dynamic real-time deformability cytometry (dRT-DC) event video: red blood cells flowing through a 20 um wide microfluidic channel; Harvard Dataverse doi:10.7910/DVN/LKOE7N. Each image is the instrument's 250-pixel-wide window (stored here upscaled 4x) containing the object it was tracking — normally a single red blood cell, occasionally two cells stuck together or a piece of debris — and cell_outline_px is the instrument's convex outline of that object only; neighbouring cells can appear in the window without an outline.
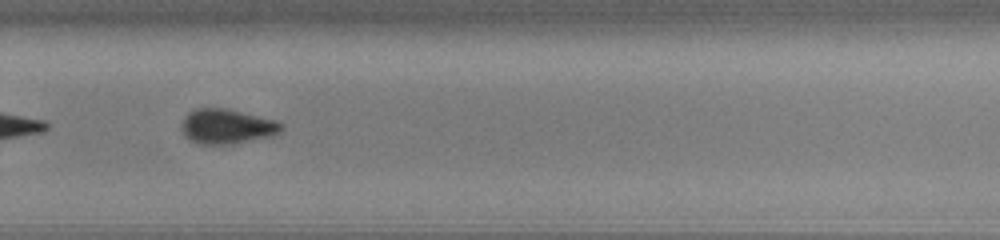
{"species": "common noctule bat (a hibernating species)", "species_latin": "Nyctalus noctula", "temperature_condition": "cold", "stored_images_in_passage": 43, "camera_frame_rate_fps": 3000, "um_per_image_px": 0.085, "animal": {"sex": "male", "body_mass_g": 13.0, "forearm_length_mm": 53.1}, "frame": {"image": 1, "passage_image": 31, "time_ms": 10.0, "image_size_px": [1000, 240], "cell_outline_px": [[284, 128], [280, 132], [272, 136], [232, 144], [200, 144], [188, 140], [184, 136], [180, 128], [180, 124], [184, 116], [188, 112], [196, 108], [228, 108], [276, 120], [284, 124]], "centroid_in_image_um": [19.26, 10.74], "position_along_channel_um": 310.5, "area_um2": 20.69}, "authors_computed_cell_mechanics": {"area_um2": 21.1548, "velocity_mm_per_s": 3.7614, "shape_relaxation_time_tau1_ms": 2.0032, "shape_relaxation_time_tau2_ms": 5.4836, "deformation_change_tau1": 0.0947, "deformation_change_tau2": 0.0864}}